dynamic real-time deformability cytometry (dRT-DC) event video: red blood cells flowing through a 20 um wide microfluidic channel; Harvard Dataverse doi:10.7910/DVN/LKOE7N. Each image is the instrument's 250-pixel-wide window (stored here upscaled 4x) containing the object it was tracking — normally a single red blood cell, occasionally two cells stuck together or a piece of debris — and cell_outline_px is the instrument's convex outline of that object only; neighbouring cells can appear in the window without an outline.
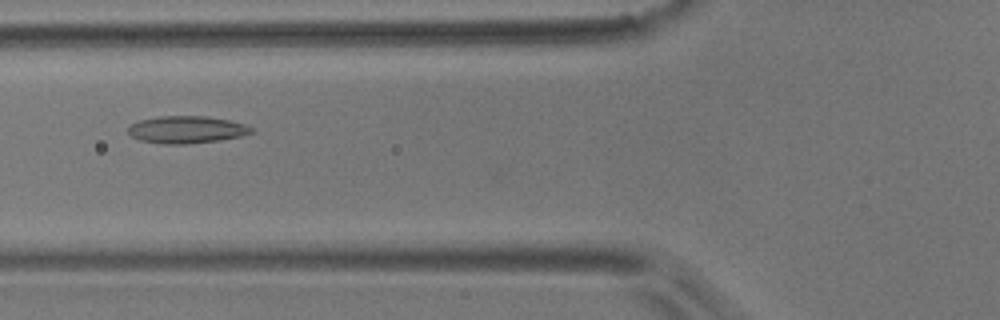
{"species": "common noctule bat (a hibernating species)", "species_latin": "Nyctalus noctula", "temperature_condition": "room temperature", "stored_images_in_passage": 10, "camera_frame_rate_fps": 3000, "um_per_image_px": 0.085, "animal": {"sex": "male", "body_mass_g": 17.9}, "frame": {"image": 1, "passage_image": 6, "time_ms": 6.0, "image_size_px": [1000, 320], "cell_outline_px": [[252, 132], [240, 136], [216, 140], [184, 144], [160, 144], [140, 140], [132, 136], [128, 132], [128, 128], [132, 124], [140, 120], [160, 116], [204, 116], [228, 120], [244, 124], [252, 128]], "centroid_in_image_um": [15.81, 11.02], "position_along_channel_um": 110.0, "area_um2": 19.25}}
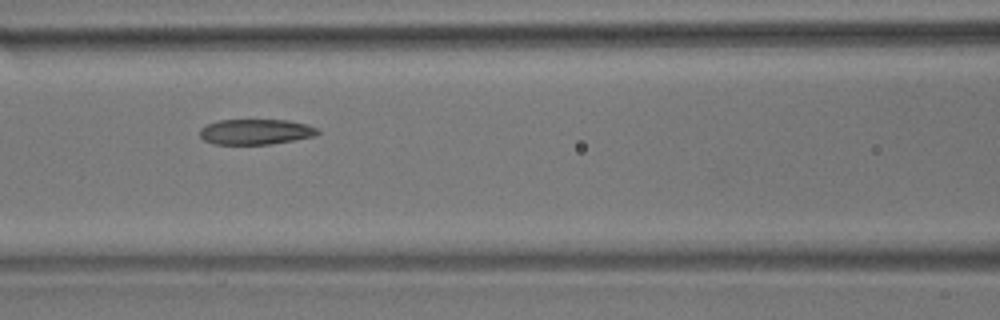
{"frame": {"image": 2, "passage_image": 7, "time_ms": 7.0, "image_size_px": [1000, 320], "cell_outline_px": [[320, 132], [316, 136], [296, 140], [268, 144], [216, 144], [204, 140], [200, 136], [200, 128], [208, 124], [220, 120], [288, 120], [308, 124], [316, 128]], "centroid_in_image_um": [21.77, 11.2], "position_along_channel_um": 144.8, "area_um2": 17.46}}
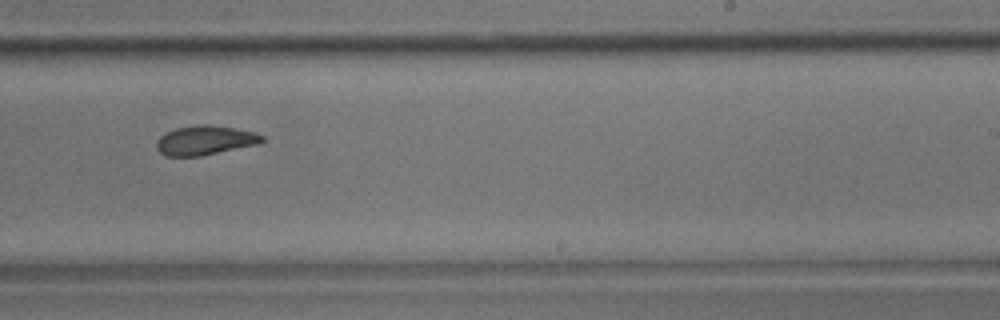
{"frame": {"image": 3, "passage_image": 10, "time_ms": 10.667, "image_size_px": [1000, 320], "cell_outline_px": [[264, 140], [260, 144], [200, 156], [168, 156], [160, 152], [156, 148], [156, 140], [160, 136], [176, 128], [204, 124], [208, 124], [256, 132], [264, 136]], "centroid_in_image_um": [17.45, 11.93], "position_along_channel_um": 271.5, "area_um2": 17.98}}